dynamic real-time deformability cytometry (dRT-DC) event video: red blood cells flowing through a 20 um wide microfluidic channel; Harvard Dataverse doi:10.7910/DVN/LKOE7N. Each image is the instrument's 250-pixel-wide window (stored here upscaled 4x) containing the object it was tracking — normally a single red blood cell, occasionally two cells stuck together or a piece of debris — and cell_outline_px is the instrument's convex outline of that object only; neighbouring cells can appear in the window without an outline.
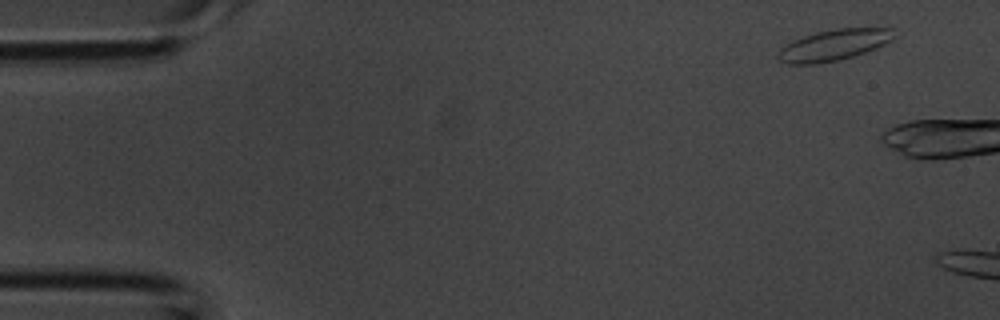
{"species": "common noctule bat (a hibernating species)", "species_latin": "Nyctalus noctula", "temperature_condition": "room temperature", "stored_images_in_passage": 2, "camera_frame_rate_fps": 3000, "um_per_image_px": 0.085, "animal": {"sex": "male", "body_mass_g": 20.1, "forearm_length_mm": 53.5}, "frame": {"image": 1, "passage_image": 1, "time_ms": 0.0, "image_size_px": [1000, 320], "cell_outline_px": [[896, 28], [892, 40], [876, 48], [852, 56], [836, 60], [816, 64], [788, 64], [780, 60], [776, 56], [780, 48], [784, 44], [792, 40], [816, 32], [836, 28]], "centroid_in_image_um": [70.84, 3.82], "position_along_channel_um": 14.2, "area_um2": 20.98}}